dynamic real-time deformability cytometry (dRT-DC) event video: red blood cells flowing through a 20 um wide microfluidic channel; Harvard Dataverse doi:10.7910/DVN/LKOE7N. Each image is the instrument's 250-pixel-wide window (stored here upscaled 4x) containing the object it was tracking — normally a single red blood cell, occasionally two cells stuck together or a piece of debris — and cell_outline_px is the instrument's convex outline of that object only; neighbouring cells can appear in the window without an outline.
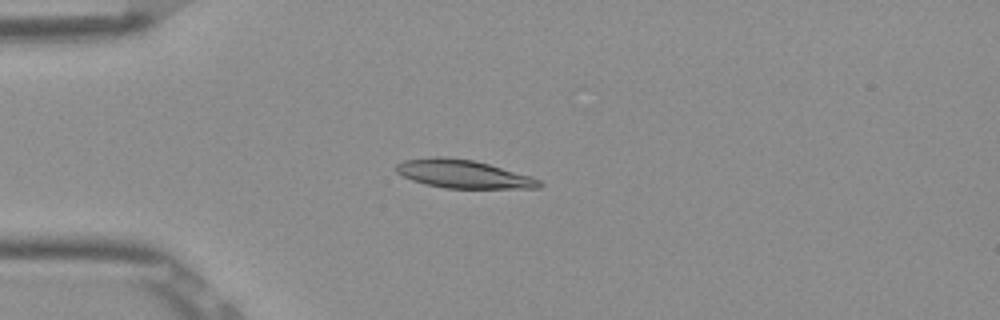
{"species": "Egyptian fruit bat (a non-hibernating species)", "species_latin": "Rousettus aegyptiacus", "temperature_condition": "room temperature", "stored_images_in_passage": 5, "camera_frame_rate_fps": 3000, "um_per_image_px": 0.085, "frame": {"image": 1, "passage_image": 3, "time_ms": 0.667, "image_size_px": [1000, 320], "cell_outline_px": [[544, 184], [540, 188], [444, 188], [424, 184], [412, 180], [396, 172], [396, 164], [404, 160], [432, 156], [444, 156], [472, 160], [488, 164], [532, 176], [540, 180]], "centroid_in_image_um": [39.37, 14.79], "position_along_channel_um": 45.6, "area_um2": 23.64}}
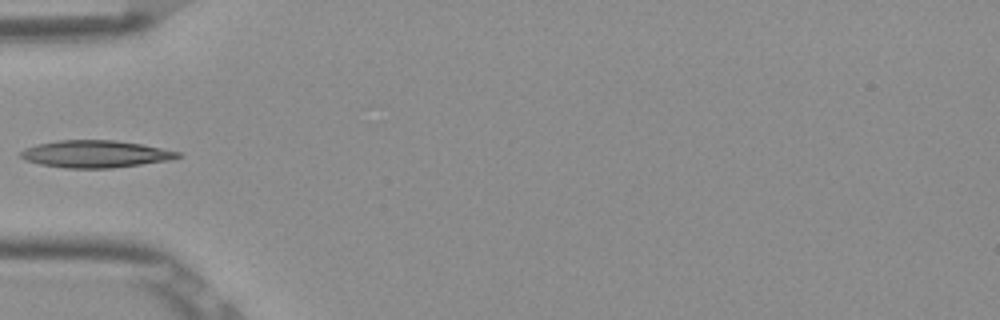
{"frame": {"image": 2, "passage_image": 4, "time_ms": 1.0, "image_size_px": [1000, 320], "cell_outline_px": [[184, 156], [172, 160], [112, 168], [64, 168], [40, 164], [24, 160], [20, 156], [20, 152], [24, 148], [36, 144], [60, 140], [116, 140], [144, 144], [180, 152]], "centroid_in_image_um": [8.14, 13.09], "position_along_channel_um": 76.9, "area_um2": 25.2}}
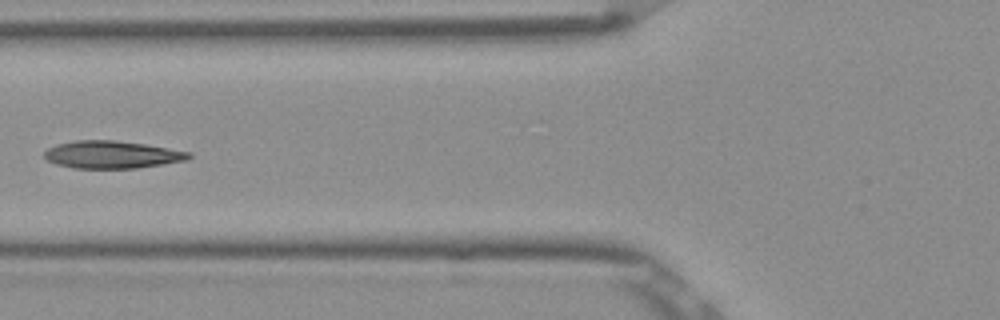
{"frame": {"image": 3, "passage_image": 5, "time_ms": 1.333, "image_size_px": [1000, 320], "cell_outline_px": [[192, 156], [188, 160], [164, 164], [136, 168], [72, 168], [56, 164], [48, 160], [44, 156], [44, 152], [48, 148], [56, 144], [76, 140], [112, 140], [144, 144], [192, 152]], "centroid_in_image_um": [9.53, 13.14], "position_along_channel_um": 116.3, "area_um2": 23.18}}